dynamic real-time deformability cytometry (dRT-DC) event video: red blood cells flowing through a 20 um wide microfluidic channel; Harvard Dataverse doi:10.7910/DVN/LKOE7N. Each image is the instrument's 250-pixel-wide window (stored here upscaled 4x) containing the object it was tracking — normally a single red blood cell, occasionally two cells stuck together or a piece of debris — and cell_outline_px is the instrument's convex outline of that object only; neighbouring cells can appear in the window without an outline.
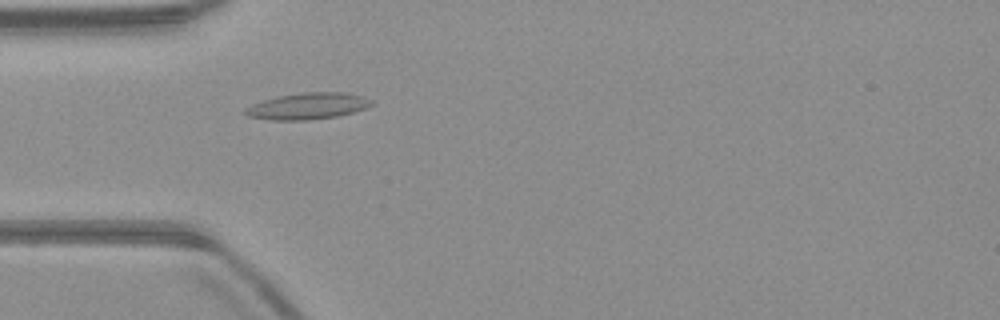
{"species": "common noctule bat (a hibernating species)", "species_latin": "Nyctalus noctula", "temperature_condition": "warm", "stored_images_in_passage": 51, "camera_frame_rate_fps": 3000, "um_per_image_px": 0.085, "animal": {"sex": "male", "body_mass_g": 23.1, "forearm_length_mm": 52.7}, "frame": {"image": 1, "passage_image": 15, "time_ms": 4.667, "image_size_px": [1000, 320], "cell_outline_px": [[376, 104], [352, 112], [336, 116], [308, 120], [272, 120], [248, 116], [240, 112], [244, 108], [252, 104], [276, 96], [300, 92], [348, 92], [364, 96], [376, 100]], "centroid_in_image_um": [26.18, 9.0], "position_along_channel_um": 58.8, "area_um2": 19.83}}
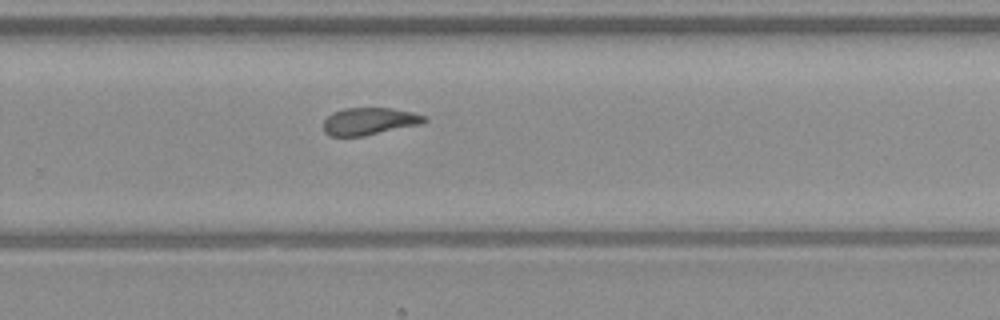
{"frame": {"image": 2, "passage_image": 33, "time_ms": 10.667, "image_size_px": [1000, 320], "cell_outline_px": [[428, 120], [424, 124], [364, 136], [328, 136], [324, 132], [324, 120], [332, 112], [344, 108], [392, 108], [412, 112], [428, 116]], "centroid_in_image_um": [31.44, 10.31], "position_along_channel_um": 298.4, "area_um2": 16.36}}
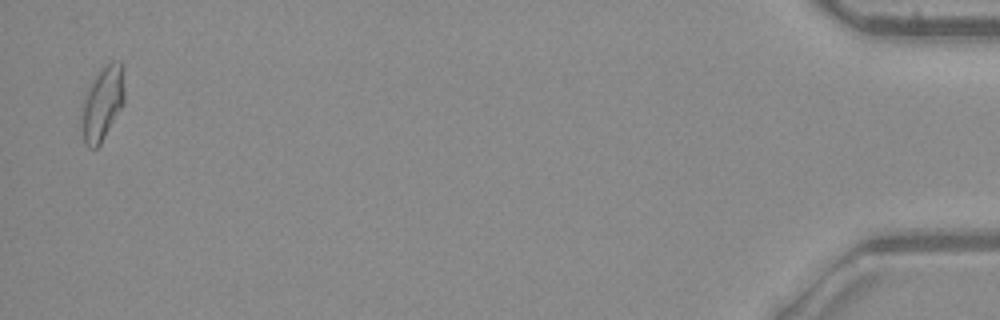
{"frame": {"image": 3, "passage_image": 50, "time_ms": 16.333, "image_size_px": [1000, 320], "cell_outline_px": [[124, 104], [100, 144], [96, 148], [88, 148], [84, 144], [80, 124], [80, 104], [84, 92], [92, 80], [104, 64], [112, 60], [120, 60], [124, 64]], "centroid_in_image_um": [8.68, 8.75], "position_along_channel_um": 426.5, "area_um2": 19.48}, "authors_computed_cell_mechanics": {"area_um2": 17.1666, "velocity_mm_per_s": 4.0223, "shape_relaxation_time_tau1_ms": null, "shape_relaxation_time_tau2_ms": 2.7346, "deformation_change_tau1": null, "deformation_change_tau2": 0.0908}}